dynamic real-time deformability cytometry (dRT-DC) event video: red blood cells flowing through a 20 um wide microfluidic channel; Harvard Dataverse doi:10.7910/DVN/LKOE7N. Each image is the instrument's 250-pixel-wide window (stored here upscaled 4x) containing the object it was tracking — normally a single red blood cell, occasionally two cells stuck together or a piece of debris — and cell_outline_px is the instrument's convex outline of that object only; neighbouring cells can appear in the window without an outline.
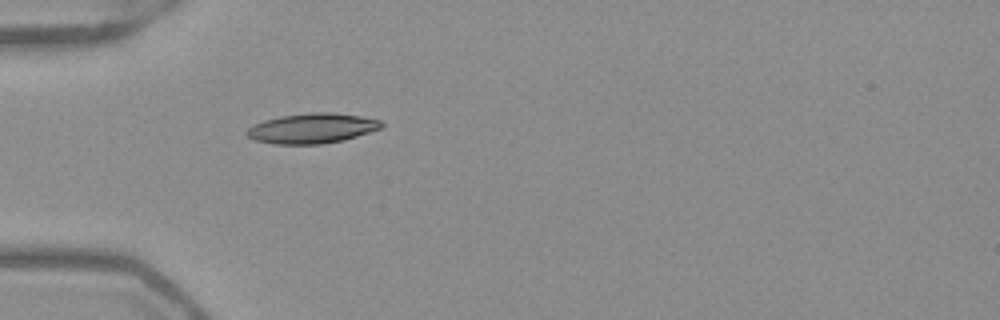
{"species": "Egyptian fruit bat (a non-hibernating species)", "species_latin": "Rousettus aegyptiacus", "temperature_condition": "warm", "stored_images_in_passage": 37, "camera_frame_rate_fps": 3000, "um_per_image_px": 0.085, "frame": {"image": 1, "passage_image": 1, "time_ms": 0.0, "image_size_px": [1000, 320], "cell_outline_px": [[384, 124], [380, 128], [344, 140], [324, 144], [276, 144], [256, 140], [248, 136], [244, 132], [248, 128], [264, 120], [280, 116], [308, 112], [332, 112], [360, 116], [380, 120]], "centroid_in_image_um": [26.52, 10.9], "position_along_channel_um": 58.5, "area_um2": 23.47}}
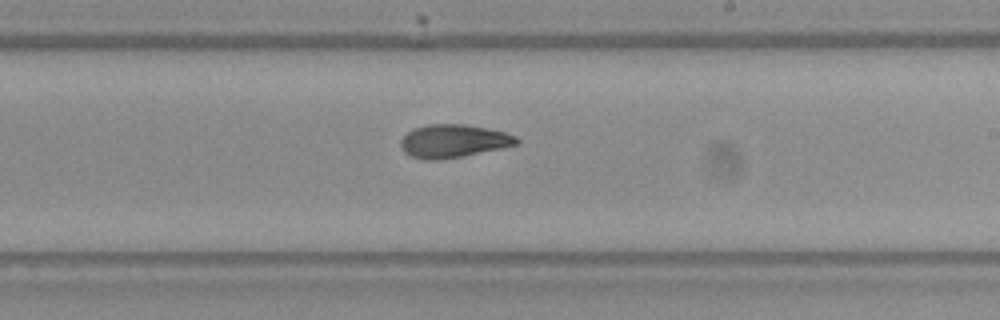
{"frame": {"image": 2, "passage_image": 16, "time_ms": 5.0, "image_size_px": [1000, 320], "cell_outline_px": [[520, 140], [516, 144], [500, 148], [440, 160], [424, 160], [412, 156], [404, 152], [400, 148], [400, 140], [412, 128], [428, 124], [464, 124], [504, 132], [516, 136]], "centroid_in_image_um": [38.47, 11.98], "position_along_channel_um": 250.5, "area_um2": 22.14}}
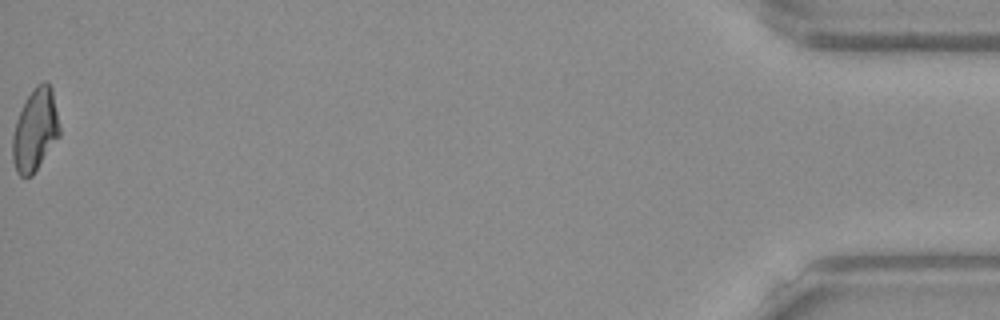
{"frame": {"image": 3, "passage_image": 37, "time_ms": 12.0, "image_size_px": [1000, 320], "cell_outline_px": [[60, 136], [32, 176], [20, 176], [16, 172], [12, 160], [12, 136], [16, 120], [28, 96], [36, 84], [44, 80], [48, 80], [52, 88], [60, 128]], "centroid_in_image_um": [2.99, 11.05], "position_along_channel_um": 432.2, "area_um2": 22.66}, "authors_computed_cell_mechanics": {"area_um2": 22.4264, "velocity_mm_per_s": 3.9481, "shape_relaxation_time_tau1_ms": 6.218, "shape_relaxation_time_tau2_ms": 2.5266, "deformation_change_tau1": 0.1824, "deformation_change_tau2": 0.0939}}